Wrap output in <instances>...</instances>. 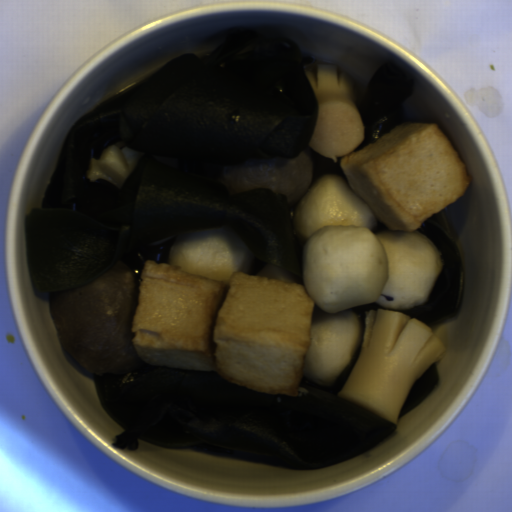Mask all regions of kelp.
I'll list each match as a JSON object with an SVG mask.
<instances>
[{
    "label": "kelp",
    "instance_id": "obj_1",
    "mask_svg": "<svg viewBox=\"0 0 512 512\" xmlns=\"http://www.w3.org/2000/svg\"><path fill=\"white\" fill-rule=\"evenodd\" d=\"M312 60L288 38L237 32L79 116L25 219L37 296L52 303L113 272H131L134 319L145 263H169L171 246L204 230L227 231L249 249L247 274L275 266L305 287L299 205L268 188L231 192L225 173L304 152L309 189L323 176L350 185L342 157L334 161L310 145L319 111L305 72ZM112 146L137 153L130 176L121 187L90 182L91 161Z\"/></svg>",
    "mask_w": 512,
    "mask_h": 512
},
{
    "label": "kelp",
    "instance_id": "obj_4",
    "mask_svg": "<svg viewBox=\"0 0 512 512\" xmlns=\"http://www.w3.org/2000/svg\"><path fill=\"white\" fill-rule=\"evenodd\" d=\"M439 382V368L437 361L426 367L410 388L399 411L400 418L411 411L426 396H428Z\"/></svg>",
    "mask_w": 512,
    "mask_h": 512
},
{
    "label": "kelp",
    "instance_id": "obj_2",
    "mask_svg": "<svg viewBox=\"0 0 512 512\" xmlns=\"http://www.w3.org/2000/svg\"><path fill=\"white\" fill-rule=\"evenodd\" d=\"M417 231L436 244L442 265L428 298L413 309L372 302L342 311L358 317L360 337L332 384L303 376L296 396L276 394L217 371L151 365L137 353L104 374L93 373L100 403L125 429L112 446L136 449L144 440L250 463L323 470L391 441L396 423L339 395L362 353L368 311H394L433 330L462 308L465 262L447 206Z\"/></svg>",
    "mask_w": 512,
    "mask_h": 512
},
{
    "label": "kelp",
    "instance_id": "obj_3",
    "mask_svg": "<svg viewBox=\"0 0 512 512\" xmlns=\"http://www.w3.org/2000/svg\"><path fill=\"white\" fill-rule=\"evenodd\" d=\"M414 86L412 73L392 57H388L377 71L367 91L348 82L350 98L364 128L362 141L350 153L364 149L396 127L406 124L408 115L404 103Z\"/></svg>",
    "mask_w": 512,
    "mask_h": 512
}]
</instances>
